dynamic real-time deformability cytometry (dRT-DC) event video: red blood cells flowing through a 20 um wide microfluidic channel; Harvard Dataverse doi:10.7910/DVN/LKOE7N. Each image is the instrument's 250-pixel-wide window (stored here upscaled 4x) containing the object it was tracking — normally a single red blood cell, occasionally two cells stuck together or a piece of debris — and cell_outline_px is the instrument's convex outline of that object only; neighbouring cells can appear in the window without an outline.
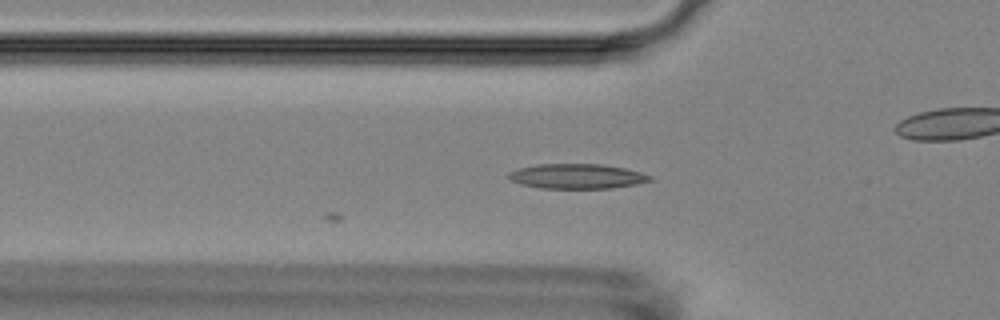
{"species": "Egyptian fruit bat (a non-hibernating species)", "species_latin": "Rousettus aegyptiacus", "temperature_condition": "room temperature", "stored_images_in_passage": 7, "camera_frame_rate_fps": 3000, "um_per_image_px": 0.085, "animal": {"sex": "female"}, "frame": {"image": 1, "passage_image": 6, "time_ms": 5.667, "image_size_px": [1000, 320], "cell_outline_px": [[652, 180], [636, 184], [612, 188], [540, 188], [520, 184], [512, 180], [508, 176], [508, 172], [520, 168], [536, 164], [600, 164], [624, 168], [640, 172], [652, 176]], "centroid_in_image_um": [49.04, 14.98], "position_along_channel_um": 76.8, "area_um2": 20.35}}